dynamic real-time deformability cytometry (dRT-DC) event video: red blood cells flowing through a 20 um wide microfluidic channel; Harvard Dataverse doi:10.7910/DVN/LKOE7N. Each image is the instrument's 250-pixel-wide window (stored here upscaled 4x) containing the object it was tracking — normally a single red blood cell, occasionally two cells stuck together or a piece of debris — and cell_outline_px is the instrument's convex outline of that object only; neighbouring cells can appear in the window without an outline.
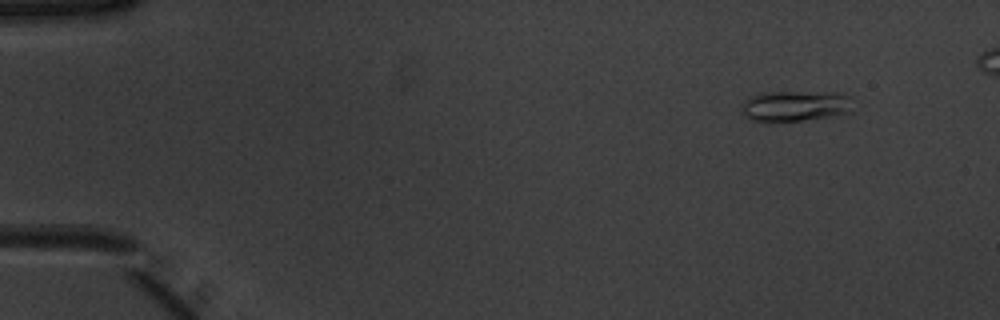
{"species": "common noctule bat (a hibernating species)", "species_latin": "Nyctalus noctula", "temperature_condition": "warm", "stored_images_in_passage": 46, "camera_frame_rate_fps": 3000, "um_per_image_px": 0.085, "animal": {"sex": "male", "body_mass_g": 20.1, "forearm_length_mm": 53.5}, "frame": {"image": 1, "passage_image": 1, "time_ms": 0.0, "image_size_px": [1000, 320], "cell_outline_px": [[852, 112], [804, 120], [748, 120], [740, 112], [744, 100], [760, 92], [840, 92], [848, 96]], "centroid_in_image_um": [67.56, 8.98], "position_along_channel_um": 17.4, "area_um2": 19.71}}
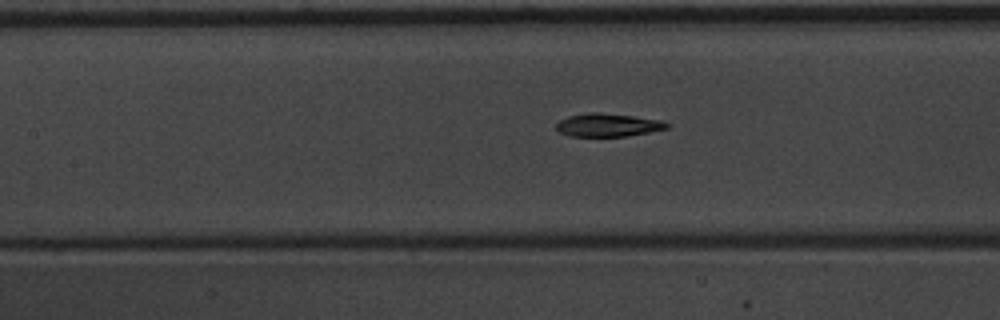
{"frame": {"image": 2, "passage_image": 20, "time_ms": 6.333, "image_size_px": [1000, 320], "cell_outline_px": [[672, 124], [668, 128], [628, 136], [572, 136], [560, 132], [556, 128], [556, 124], [560, 120], [568, 116], [592, 112], [596, 112], [632, 116], [660, 120]], "centroid_in_image_um": [51.69, 10.63], "position_along_channel_um": 155.7, "area_um2": 14.74}}
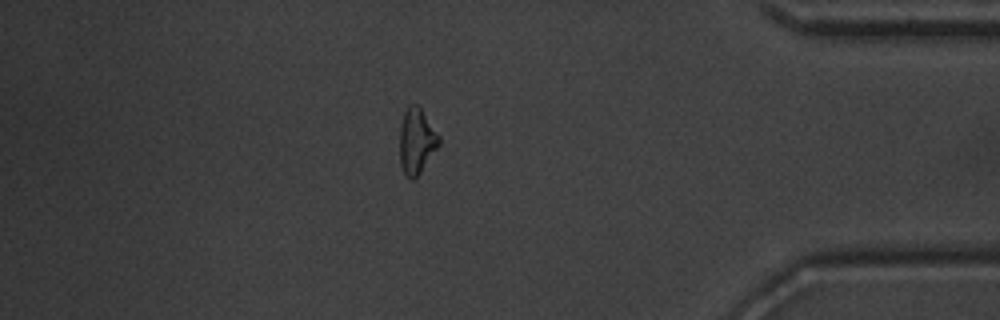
{"frame": {"image": 3, "passage_image": 41, "time_ms": 13.333, "image_size_px": [1000, 320], "cell_outline_px": [[440, 144], [420, 172], [412, 180], [404, 172], [400, 164], [400, 128], [404, 112], [408, 104], [416, 104], [420, 108], [440, 136]], "centroid_in_image_um": [35.41, 11.97], "position_along_channel_um": 399.8, "area_um2": 14.74}}